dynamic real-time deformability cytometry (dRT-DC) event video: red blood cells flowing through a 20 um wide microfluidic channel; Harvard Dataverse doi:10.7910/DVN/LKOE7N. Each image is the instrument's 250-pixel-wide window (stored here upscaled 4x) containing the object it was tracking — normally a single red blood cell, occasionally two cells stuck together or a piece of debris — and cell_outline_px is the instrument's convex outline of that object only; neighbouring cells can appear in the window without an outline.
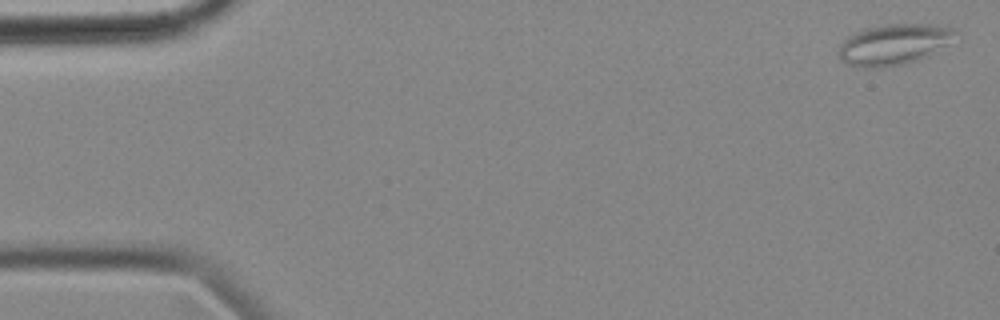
{"species": "common noctule bat (a hibernating species)", "species_latin": "Nyctalus noctula", "temperature_condition": "cold", "stored_images_in_passage": 56, "camera_frame_rate_fps": 3000, "um_per_image_px": 0.085, "animal": {"sex": "female", "body_mass_g": 18.4}, "frame": {"image": 1, "passage_image": 1, "time_ms": 0.0, "image_size_px": [1000, 320], "cell_outline_px": [[960, 32], [948, 44], [928, 56], [904, 64], [884, 68], [864, 68], [848, 64], [840, 60], [840, 44], [852, 32], [864, 28], [880, 24], [948, 24], [956, 28]], "centroid_in_image_um": [76.03, 3.75], "position_along_channel_um": 9.0, "area_um2": 28.44}}
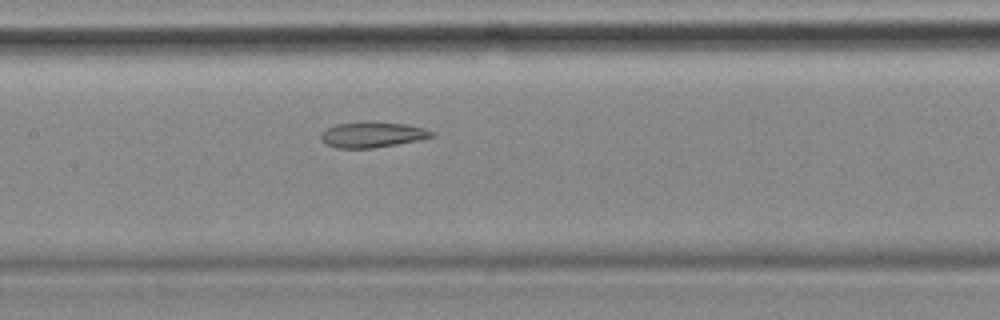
{"frame": {"image": 2, "passage_image": 26, "time_ms": 8.333, "image_size_px": [1000, 320], "cell_outline_px": [[436, 136], [396, 144], [372, 148], [336, 148], [320, 140], [320, 132], [336, 124], [364, 120], [368, 120], [408, 124], [424, 128], [436, 132]], "centroid_in_image_um": [31.65, 11.41], "position_along_channel_um": 175.8, "area_um2": 16.88}}
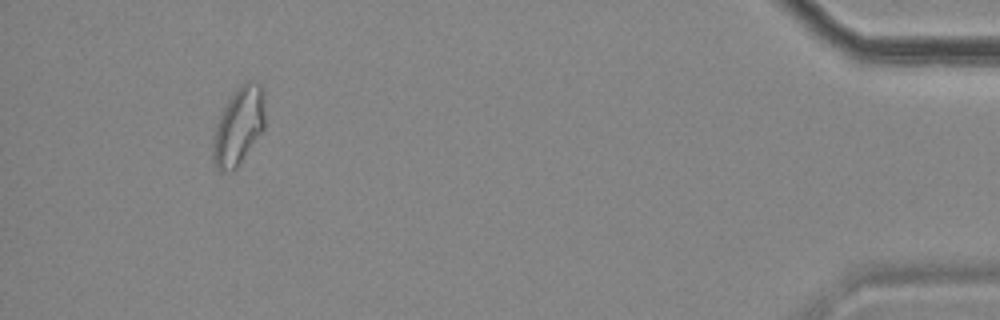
{"frame": {"image": 3, "passage_image": 52, "time_ms": 17.0, "image_size_px": [1000, 320], "cell_outline_px": [[264, 128], [236, 168], [232, 172], [220, 172], [216, 168], [212, 160], [212, 136], [220, 116], [232, 92], [240, 84], [248, 80], [256, 80], [260, 84], [264, 92]], "centroid_in_image_um": [20.27, 10.71], "position_along_channel_um": 414.9, "area_um2": 23.76}, "authors_computed_cell_mechanics": {"area_um2": 20.9525, "velocity_mm_per_s": 3.5507, "shape_relaxation_time_tau1_ms": null, "shape_relaxation_time_tau2_ms": 4.2438, "deformation_change_tau1": null, "deformation_change_tau2": 0.121}}